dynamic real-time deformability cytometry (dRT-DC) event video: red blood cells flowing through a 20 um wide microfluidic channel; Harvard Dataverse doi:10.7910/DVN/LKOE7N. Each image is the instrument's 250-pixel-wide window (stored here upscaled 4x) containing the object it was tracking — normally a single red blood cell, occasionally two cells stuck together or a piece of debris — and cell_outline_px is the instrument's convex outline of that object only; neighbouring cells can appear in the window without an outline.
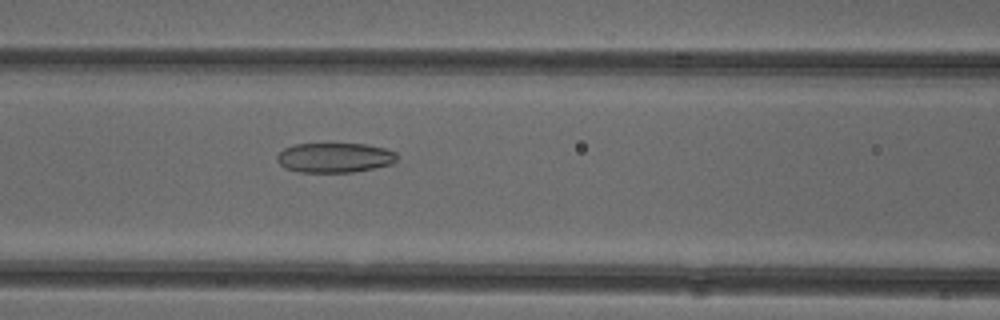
{"species": "common noctule bat (a hibernating species)", "species_latin": "Nyctalus noctula", "temperature_condition": "cold", "stored_images_in_passage": 52, "camera_frame_rate_fps": 3000, "um_per_image_px": 0.085, "animal": {"sex": "female"}, "frame": {"image": 1, "passage_image": 22, "time_ms": 7.0, "image_size_px": [1000, 320], "cell_outline_px": [[396, 160], [392, 164], [352, 172], [300, 172], [288, 168], [280, 164], [276, 160], [276, 156], [284, 148], [296, 144], [368, 144], [384, 148], [396, 152]], "centroid_in_image_um": [28.45, 13.39], "position_along_channel_um": 138.2, "area_um2": 20.63}}
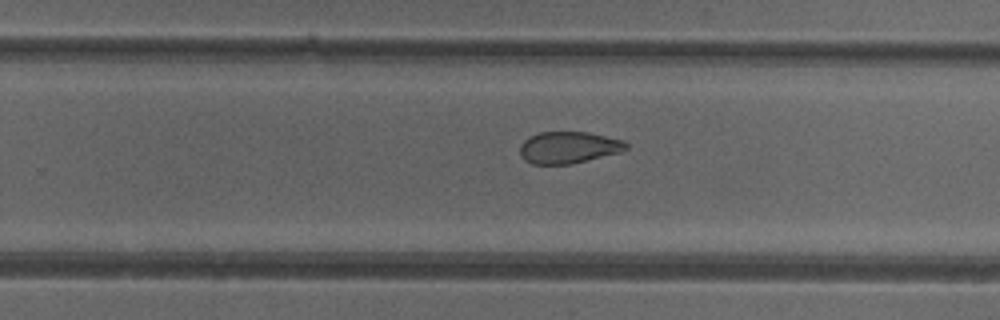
{"frame": {"image": 2, "passage_image": 33, "time_ms": 10.667, "image_size_px": [1000, 320], "cell_outline_px": [[628, 148], [620, 152], [572, 164], [532, 164], [524, 160], [520, 156], [520, 144], [528, 136], [540, 132], [588, 132], [624, 140], [628, 144]], "centroid_in_image_um": [48.31, 12.53], "position_along_channel_um": 281.5, "area_um2": 19.83}}
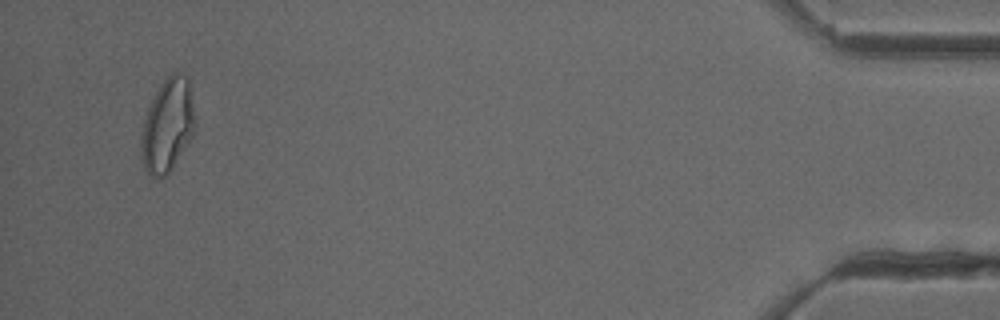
{"frame": {"image": 3, "passage_image": 50, "time_ms": 16.333, "image_size_px": [1000, 320], "cell_outline_px": [[196, 120], [192, 136], [172, 168], [160, 180], [156, 180], [148, 176], [144, 168], [140, 156], [140, 136], [144, 120], [148, 108], [160, 84], [172, 72], [180, 72], [188, 76]], "centroid_in_image_um": [14.22, 10.69], "position_along_channel_um": 421.0, "area_um2": 29.71}, "authors_computed_cell_mechanics": {"area_um2": 24.4783, "velocity_mm_per_s": 3.9205, "shape_relaxation_time_tau1_ms": null, "shape_relaxation_time_tau2_ms": 2.6142, "deformation_change_tau1": null, "deformation_change_tau2": 0.0845}}